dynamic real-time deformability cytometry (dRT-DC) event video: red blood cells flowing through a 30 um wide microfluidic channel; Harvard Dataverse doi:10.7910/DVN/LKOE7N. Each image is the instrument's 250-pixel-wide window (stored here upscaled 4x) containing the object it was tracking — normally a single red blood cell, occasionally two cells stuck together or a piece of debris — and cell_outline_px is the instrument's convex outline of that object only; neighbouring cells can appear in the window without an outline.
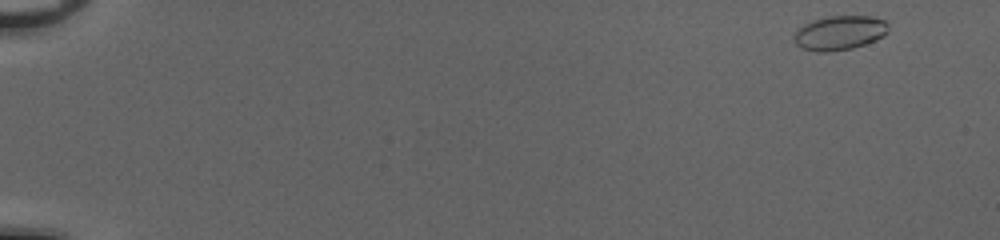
{"species": "common noctule bat (a hibernating species)", "species_latin": "Nyctalus noctula", "temperature_condition": "cold", "stored_images_in_passage": 50, "camera_frame_rate_fps": 3000, "um_per_image_px": 0.085, "animal": {"sex": "female", "body_mass_g": 20.0, "forearm_length_mm": 54.0}, "frame": {"image": 1, "passage_image": 1, "time_ms": 0.0, "image_size_px": [1000, 240], "cell_outline_px": [[888, 32], [884, 36], [876, 40], [852, 48], [828, 52], [816, 52], [804, 48], [796, 44], [792, 36], [804, 24], [812, 20], [828, 16], [872, 16], [884, 20], [888, 24]], "centroid_in_image_um": [71.38, 2.79], "position_along_channel_um": 13.6, "area_um2": 18.9}}
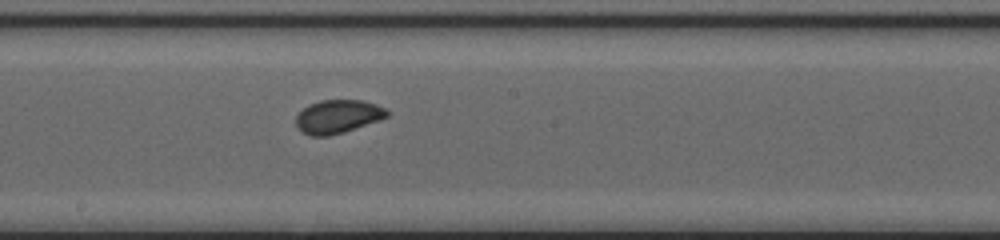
{"frame": {"image": 2, "passage_image": 29, "time_ms": 9.333, "image_size_px": [1000, 240], "cell_outline_px": [[388, 116], [380, 120], [344, 132], [328, 136], [308, 136], [300, 132], [296, 124], [296, 116], [308, 104], [320, 100], [364, 100], [376, 104], [384, 108], [388, 112]], "centroid_in_image_um": [28.69, 9.91], "position_along_channel_um": 219.5, "area_um2": 17.86}}
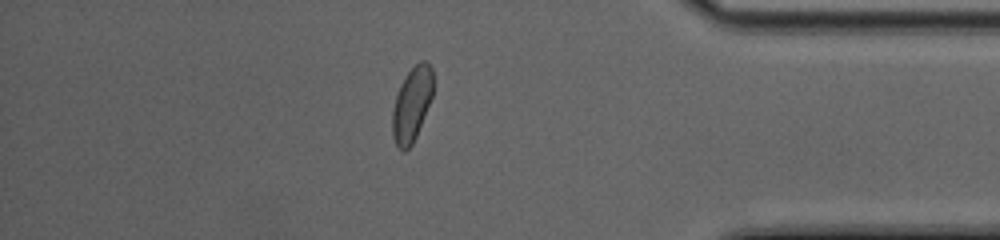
{"frame": {"image": 3, "passage_image": 44, "time_ms": 14.333, "image_size_px": [1000, 240], "cell_outline_px": [[432, 96], [416, 136], [412, 144], [404, 152], [396, 144], [392, 136], [392, 108], [400, 84], [408, 72], [420, 60], [424, 60], [432, 68]], "centroid_in_image_um": [34.98, 8.87], "position_along_channel_um": 400.2, "area_um2": 17.4}, "authors_computed_cell_mechanics": {"area_um2": 18.0914, "velocity_mm_per_s": 4.0588, "shape_relaxation_time_tau1_ms": 4.7066, "shape_relaxation_time_tau2_ms": 0.5506, "deformation_change_tau1": 0.0922, "deformation_change_tau2": 0.0459}}